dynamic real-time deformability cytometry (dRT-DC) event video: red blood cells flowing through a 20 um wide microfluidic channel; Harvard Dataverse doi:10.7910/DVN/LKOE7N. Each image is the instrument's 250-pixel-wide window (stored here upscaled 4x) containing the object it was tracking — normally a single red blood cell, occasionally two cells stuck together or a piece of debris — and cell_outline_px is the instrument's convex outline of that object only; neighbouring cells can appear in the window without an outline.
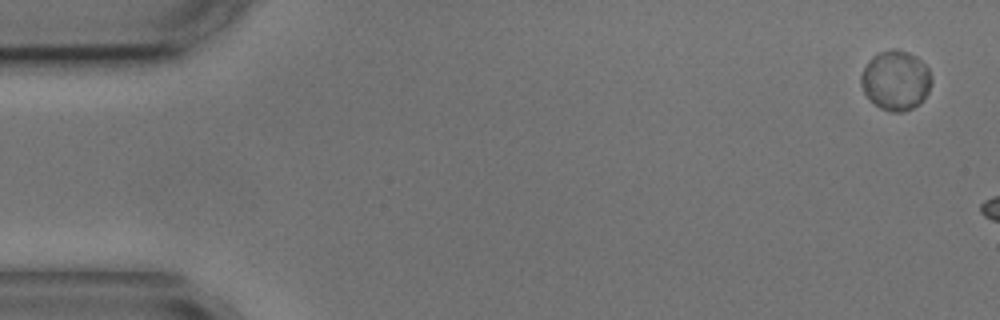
{"species": "common noctule bat (a hibernating species)", "species_latin": "Nyctalus noctula", "temperature_condition": "cold", "stored_images_in_passage": 3, "camera_frame_rate_fps": 3000, "um_per_image_px": 0.085, "animal": {"sex": "male", "body_mass_g": 17.9, "forearm_length_mm": 54.2}, "frame": {"image": 1, "passage_image": 1, "time_ms": 0.0, "image_size_px": [1000, 320], "cell_outline_px": [[932, 84], [924, 100], [920, 104], [904, 112], [892, 112], [880, 108], [864, 92], [860, 84], [860, 76], [868, 60], [872, 56], [880, 52], [892, 48], [896, 48], [908, 52], [916, 56], [928, 68], [932, 80]], "centroid_in_image_um": [76.15, 6.82], "position_along_channel_um": 8.9, "area_um2": 24.68}}